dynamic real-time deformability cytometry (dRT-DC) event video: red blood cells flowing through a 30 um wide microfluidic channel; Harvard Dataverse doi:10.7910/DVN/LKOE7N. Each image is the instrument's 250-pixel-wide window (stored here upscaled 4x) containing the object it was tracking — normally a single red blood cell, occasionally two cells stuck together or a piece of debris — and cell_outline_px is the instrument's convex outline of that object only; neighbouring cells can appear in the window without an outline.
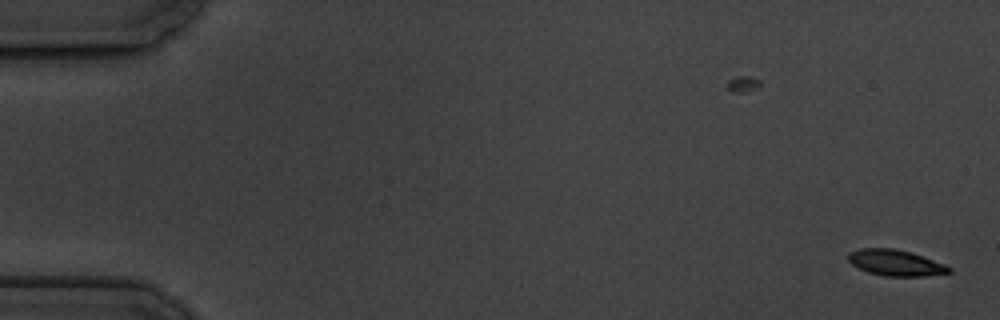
{"species": "common noctule bat (a hibernating species)", "species_latin": "Nyctalus noctula", "temperature_condition": "cold", "stored_images_in_passage": 2, "camera_frame_rate_fps": 3000, "um_per_image_px": 0.085, "animal": {"sex": "male", "body_mass_g": 19.5, "forearm_length_mm": 54.6}, "frame": {"image": 1, "passage_image": 2, "time_ms": 1.333, "image_size_px": [1000, 320], "cell_outline_px": [[952, 272], [924, 276], [884, 276], [868, 272], [852, 264], [848, 260], [848, 252], [860, 248], [892, 248], [912, 252], [944, 264], [952, 268]], "centroid_in_image_um": [76.12, 22.33], "position_along_channel_um": 8.9, "area_um2": 15.26}}